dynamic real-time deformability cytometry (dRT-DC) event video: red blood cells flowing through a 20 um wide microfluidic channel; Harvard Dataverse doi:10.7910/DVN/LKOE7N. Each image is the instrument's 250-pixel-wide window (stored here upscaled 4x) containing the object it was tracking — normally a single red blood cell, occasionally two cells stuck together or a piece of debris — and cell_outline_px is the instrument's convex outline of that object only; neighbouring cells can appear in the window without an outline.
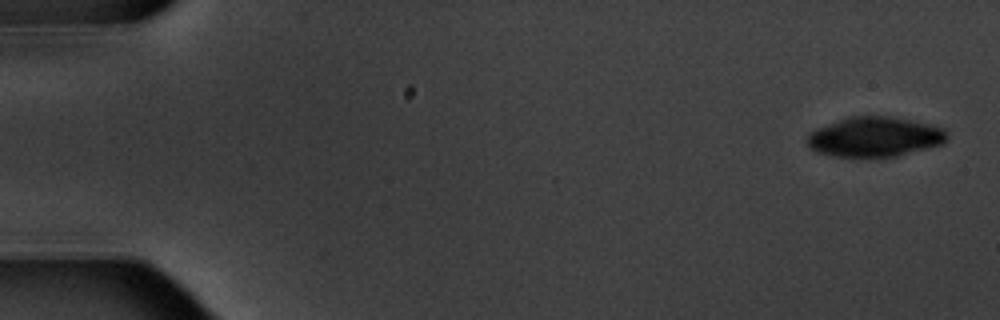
{"species": "common noctule bat (a hibernating species)", "species_latin": "Nyctalus noctula", "temperature_condition": "warm", "stored_images_in_passage": 5, "camera_frame_rate_fps": 3000, "um_per_image_px": 0.085, "animal": {"sex": "male", "body_mass_g": 20.1, "forearm_length_mm": 53.5}, "frame": {"image": 1, "passage_image": 1, "time_ms": 0.0, "image_size_px": [1000, 320], "cell_outline_px": [[948, 140], [944, 144], [896, 156], [832, 156], [816, 152], [808, 148], [804, 140], [808, 132], [816, 128], [848, 116], [888, 116], [932, 124], [944, 128], [948, 132]], "centroid_in_image_um": [74.33, 11.62], "position_along_channel_um": 10.7, "area_um2": 32.89}}